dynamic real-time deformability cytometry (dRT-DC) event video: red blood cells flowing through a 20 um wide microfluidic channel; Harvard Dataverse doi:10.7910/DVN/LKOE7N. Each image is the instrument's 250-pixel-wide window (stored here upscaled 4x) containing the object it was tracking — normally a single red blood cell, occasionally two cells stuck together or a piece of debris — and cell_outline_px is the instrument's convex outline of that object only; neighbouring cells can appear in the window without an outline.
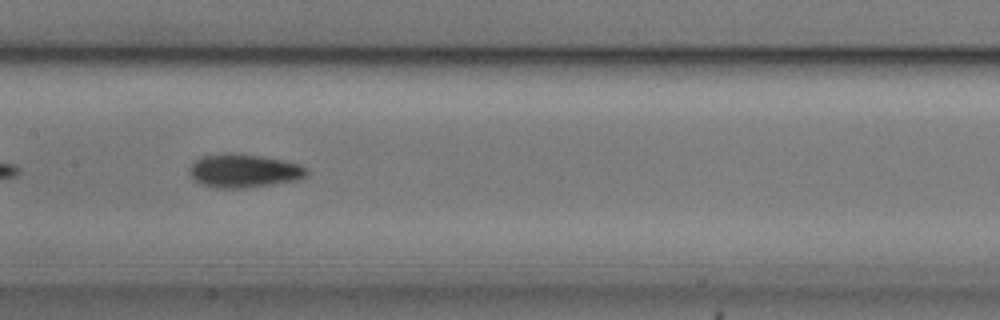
{"species": "common noctule bat (a hibernating species)", "species_latin": "Nyctalus noctula", "temperature_condition": "cold", "stored_images_in_passage": 34, "camera_frame_rate_fps": 3000, "um_per_image_px": 0.085, "animal": {"sex": "male", "body_mass_g": 20.5, "forearm_length_mm": 52.5}, "frame": {"image": 1, "passage_image": 11, "time_ms": 3.333, "image_size_px": [1000, 320], "cell_outline_px": [[308, 176], [296, 180], [240, 188], [220, 188], [200, 184], [188, 172], [188, 168], [200, 156], [232, 152], [236, 152], [284, 160], [300, 164], [308, 168]], "centroid_in_image_um": [20.73, 14.49], "position_along_channel_um": 186.7, "area_um2": 22.89}}
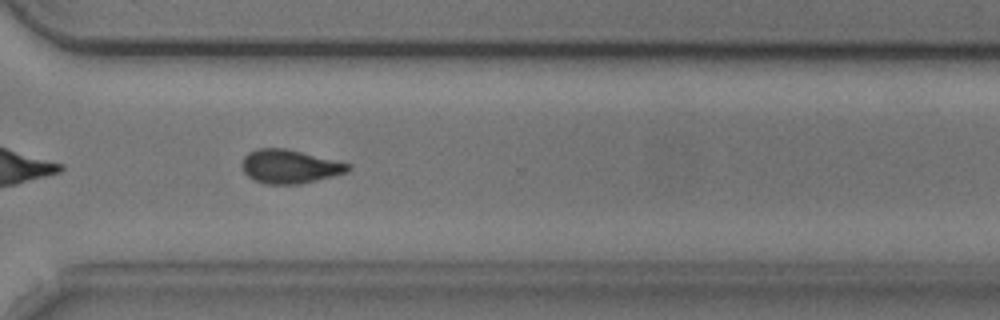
{"frame": {"image": 2, "passage_image": 24, "time_ms": 7.667, "image_size_px": [1000, 320], "cell_outline_px": [[352, 168], [348, 172], [300, 184], [264, 184], [248, 176], [244, 172], [240, 164], [244, 156], [248, 152], [256, 148], [284, 148], [352, 164]], "centroid_in_image_um": [24.61, 14.15], "position_along_channel_um": 346.0, "area_um2": 20.87}}